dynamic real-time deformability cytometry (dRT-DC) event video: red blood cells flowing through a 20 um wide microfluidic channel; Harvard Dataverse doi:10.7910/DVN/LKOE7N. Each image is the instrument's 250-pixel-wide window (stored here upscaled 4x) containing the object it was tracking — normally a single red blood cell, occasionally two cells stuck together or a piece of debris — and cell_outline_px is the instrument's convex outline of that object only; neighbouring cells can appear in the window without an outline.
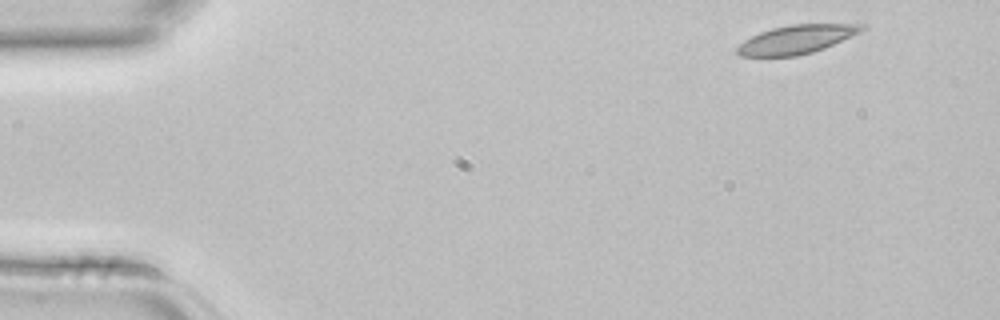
{"species": "common noctule bat (a hibernating species)", "species_latin": "Nyctalus noctula", "temperature_condition": "room temperature", "stored_images_in_passage": 3, "camera_frame_rate_fps": 3000, "um_per_image_px": 0.085, "animal": {"sex": "female", "body_mass_g": 22.7, "forearm_length_mm": 54.2}, "frame": {"image": 1, "passage_image": 1, "time_ms": 0.0, "image_size_px": [1000, 320], "cell_outline_px": [[864, 28], [860, 32], [824, 48], [812, 52], [796, 56], [740, 56], [736, 52], [736, 48], [744, 40], [760, 32], [772, 28], [792, 24], [864, 24]], "centroid_in_image_um": [67.67, 3.35], "position_along_channel_um": 17.3, "area_um2": 20.52}}